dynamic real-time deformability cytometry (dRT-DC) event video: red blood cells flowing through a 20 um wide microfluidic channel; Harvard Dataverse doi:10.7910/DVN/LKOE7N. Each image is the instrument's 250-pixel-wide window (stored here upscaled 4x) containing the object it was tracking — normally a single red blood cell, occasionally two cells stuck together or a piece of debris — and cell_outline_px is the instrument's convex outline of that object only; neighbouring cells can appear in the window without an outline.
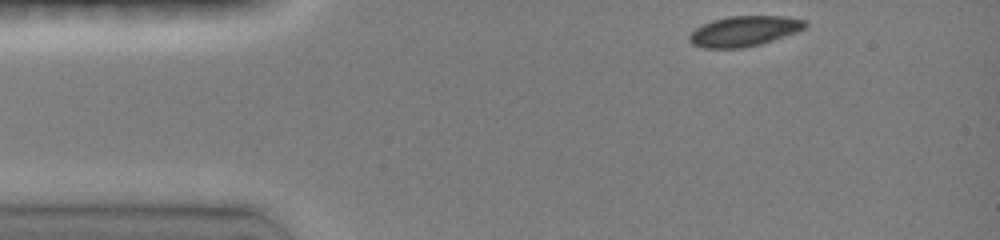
{"species": "common noctule bat (a hibernating species)", "species_latin": "Nyctalus noctula", "temperature_condition": "room temperature", "stored_images_in_passage": 55, "camera_frame_rate_fps": 3000, "um_per_image_px": 0.085, "animal": {"sex": "female", "body_mass_g": 19.0, "forearm_length_mm": 51.5}, "frame": {"image": 1, "passage_image": 1, "time_ms": 0.0, "image_size_px": [1000, 240], "cell_outline_px": [[808, 28], [760, 44], [744, 48], [704, 48], [692, 44], [688, 40], [688, 36], [696, 28], [712, 20], [728, 16], [784, 16], [808, 20]], "centroid_in_image_um": [63.29, 2.64], "position_along_channel_um": 21.7, "area_um2": 20.58}}
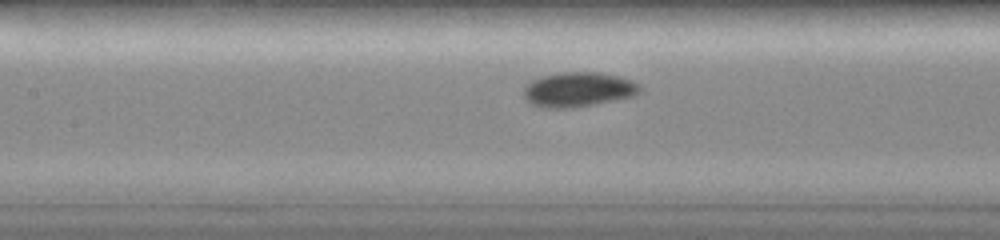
{"frame": {"image": 2, "passage_image": 28, "time_ms": 5.0, "image_size_px": [1000, 240], "cell_outline_px": [[644, 88], [636, 96], [572, 108], [544, 108], [532, 104], [524, 96], [524, 84], [540, 76], [560, 72], [600, 72], [620, 76], [632, 80], [640, 84]], "centroid_in_image_um": [49.19, 7.6], "position_along_channel_um": 158.2, "area_um2": 23.87}}
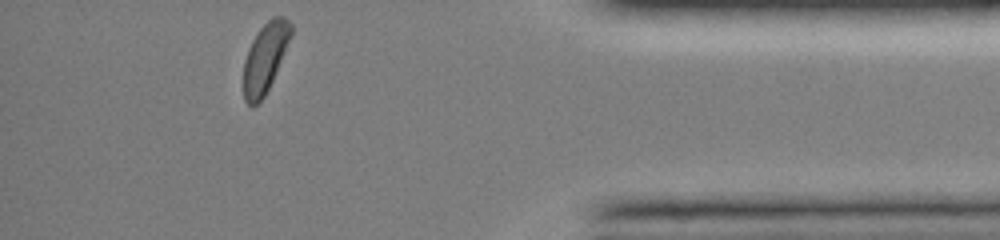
{"frame": {"image": 3, "passage_image": 55, "time_ms": 12.0, "image_size_px": [1000, 240], "cell_outline_px": [[292, 36], [272, 80], [264, 96], [252, 108], [244, 100], [244, 60], [248, 48], [252, 40], [260, 28], [272, 16], [284, 16], [292, 24]], "centroid_in_image_um": [22.54, 4.88], "position_along_channel_um": 412.7, "area_um2": 19.07}, "authors_computed_cell_mechanics": {"area_um2": 21.675, "velocity_mm_per_s": 3.9952, "shape_relaxation_time_tau1_ms": 2.5837, "shape_relaxation_time_tau2_ms": null, "deformation_change_tau1": 0.0845, "deformation_change_tau2": null}}